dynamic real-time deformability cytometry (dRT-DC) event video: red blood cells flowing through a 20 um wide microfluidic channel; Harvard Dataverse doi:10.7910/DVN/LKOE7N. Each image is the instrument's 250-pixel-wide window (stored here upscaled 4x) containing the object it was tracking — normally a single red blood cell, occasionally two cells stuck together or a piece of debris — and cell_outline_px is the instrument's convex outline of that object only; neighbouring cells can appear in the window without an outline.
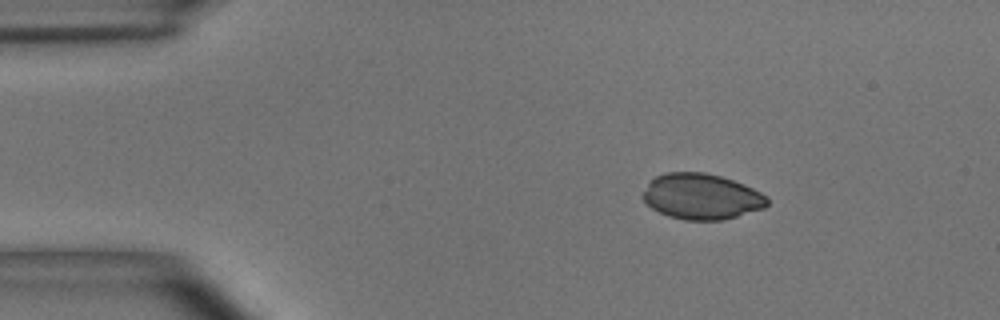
{"species": "common noctule bat (a hibernating species)", "species_latin": "Nyctalus noctula", "temperature_condition": "room temperature", "stored_images_in_passage": 5, "camera_frame_rate_fps": 3000, "um_per_image_px": 0.085, "animal": {"sex": "male", "body_mass_g": 15.6}, "frame": {"image": 1, "passage_image": 2, "time_ms": 0.333, "image_size_px": [1000, 320], "cell_outline_px": [[768, 204], [764, 208], [724, 220], [684, 220], [668, 216], [652, 208], [640, 196], [648, 184], [656, 176], [664, 172], [704, 172], [720, 176], [744, 184], [760, 192], [768, 200]], "centroid_in_image_um": [59.61, 16.7], "position_along_channel_um": 25.4, "area_um2": 33.06}}